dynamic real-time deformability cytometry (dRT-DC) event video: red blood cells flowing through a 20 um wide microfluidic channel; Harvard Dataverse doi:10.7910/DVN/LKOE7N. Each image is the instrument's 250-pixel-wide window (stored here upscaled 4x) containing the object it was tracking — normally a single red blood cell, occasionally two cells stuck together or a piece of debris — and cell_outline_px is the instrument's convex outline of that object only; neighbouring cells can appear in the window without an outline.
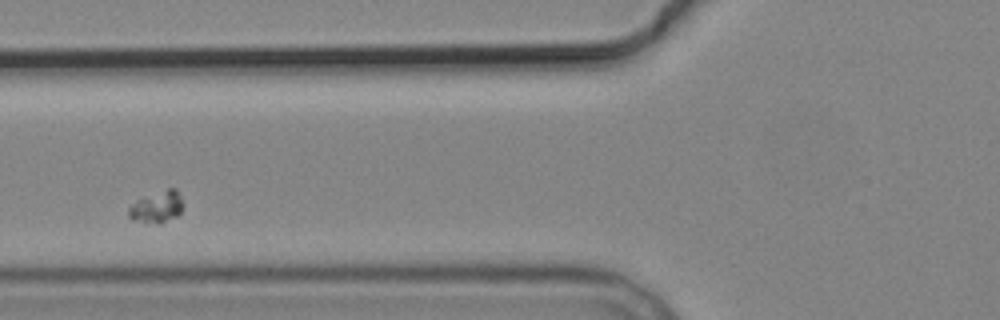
{"species": "common noctule bat (a hibernating species)", "species_latin": "Nyctalus noctula", "temperature_condition": "cold", "stored_images_in_passage": 7, "camera_frame_rate_fps": 3000, "um_per_image_px": 0.085, "animal": {"sex": "male", "body_mass_g": 19.2, "forearm_length_mm": 51.8}, "frame": {"image": 1, "passage_image": 3, "time_ms": 2.333, "image_size_px": [1000, 320], "cell_outline_px": [[180, 212], [176, 216], [160, 224], [144, 224], [132, 220], [128, 216], [128, 208], [136, 200], [168, 188], [176, 188], [180, 196]], "centroid_in_image_um": [13.27, 17.63], "position_along_channel_um": 112.5, "area_um2": 10.0}}